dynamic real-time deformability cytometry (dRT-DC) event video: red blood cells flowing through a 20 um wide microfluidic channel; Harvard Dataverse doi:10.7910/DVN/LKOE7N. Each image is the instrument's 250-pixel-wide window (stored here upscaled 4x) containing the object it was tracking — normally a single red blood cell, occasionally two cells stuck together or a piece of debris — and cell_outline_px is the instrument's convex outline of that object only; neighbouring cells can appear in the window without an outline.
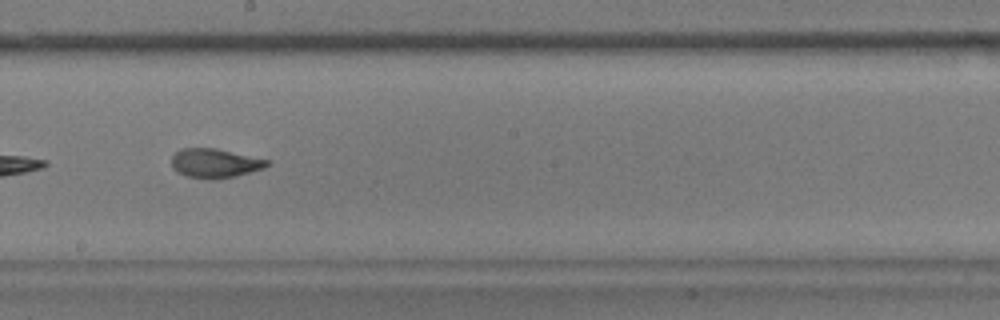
{"species": "common noctule bat (a hibernating species)", "species_latin": "Nyctalus noctula", "temperature_condition": "warm", "stored_images_in_passage": 41, "camera_frame_rate_fps": 3000, "um_per_image_px": 0.085, "animal": {"sex": "male", "body_mass_g": 17.9}, "frame": {"image": 1, "passage_image": 18, "time_ms": 5.667, "image_size_px": [1000, 320], "cell_outline_px": [[272, 160], [264, 168], [236, 176], [216, 180], [208, 180], [188, 176], [176, 172], [172, 168], [172, 156], [180, 148], [216, 148]], "centroid_in_image_um": [18.27, 13.88], "position_along_channel_um": 229.9, "area_um2": 16.53}, "authors_computed_cell_mechanics": {"area_um2": 16.5886, "velocity_mm_per_s": 3.7052, "shape_relaxation_time_tau1_ms": 4.4862, "shape_relaxation_time_tau2_ms": 1.5138, "deformation_change_tau1": 0.1764, "deformation_change_tau2": 0.0813}}